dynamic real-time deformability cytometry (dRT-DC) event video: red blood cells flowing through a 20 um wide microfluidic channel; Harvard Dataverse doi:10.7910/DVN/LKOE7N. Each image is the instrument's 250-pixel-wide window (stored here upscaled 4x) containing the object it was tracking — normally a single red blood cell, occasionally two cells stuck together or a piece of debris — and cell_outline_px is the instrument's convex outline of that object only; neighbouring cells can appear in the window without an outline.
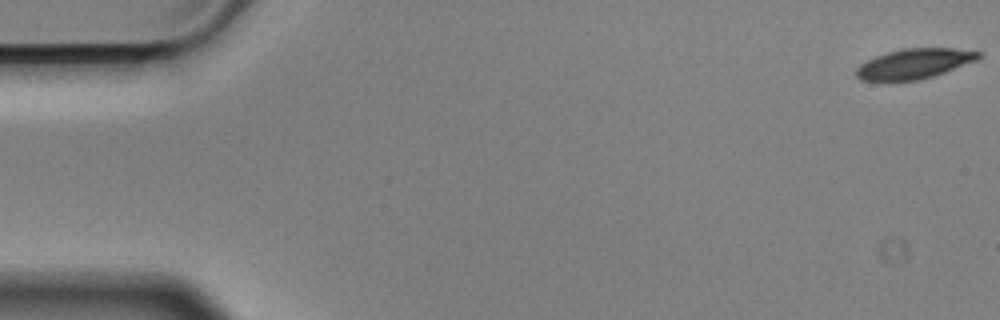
{"species": "Egyptian fruit bat (a non-hibernating species)", "species_latin": "Rousettus aegyptiacus", "temperature_condition": "cold", "stored_images_in_passage": 57, "camera_frame_rate_fps": 3000, "um_per_image_px": 0.085, "animal": {"sex": "male"}, "frame": {"image": 1, "passage_image": 1, "time_ms": 0.0, "image_size_px": [1000, 320], "cell_outline_px": [[980, 56], [976, 60], [944, 72], [932, 76], [916, 80], [860, 80], [856, 76], [856, 68], [860, 64], [876, 56], [900, 48], [952, 48], [980, 52]], "centroid_in_image_um": [77.68, 5.4], "position_along_channel_um": 7.3, "area_um2": 20.98}}
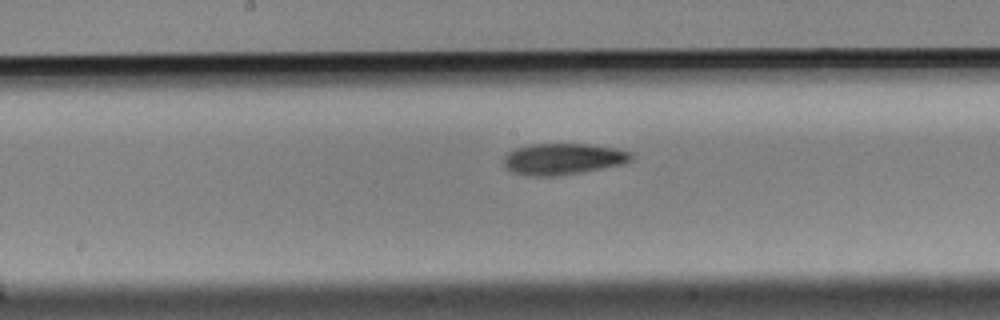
{"frame": {"image": 2, "passage_image": 29, "time_ms": 9.333, "image_size_px": [1000, 320], "cell_outline_px": [[632, 160], [624, 164], [580, 172], [556, 176], [528, 176], [512, 172], [504, 168], [504, 156], [508, 152], [516, 148], [528, 144], [588, 144], [616, 148], [632, 152]], "centroid_in_image_um": [47.84, 13.51], "position_along_channel_um": 200.4, "area_um2": 23.41}}
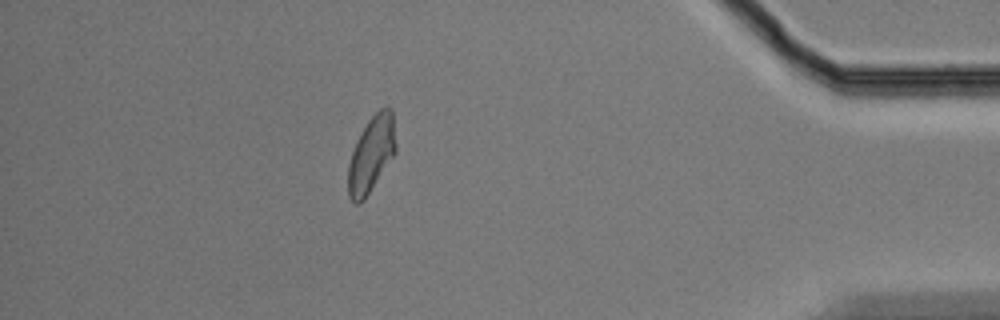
{"frame": {"image": 3, "passage_image": 50, "time_ms": 16.333, "image_size_px": [1000, 320], "cell_outline_px": [[396, 152], [364, 200], [360, 204], [356, 204], [348, 196], [348, 164], [356, 140], [368, 120], [380, 108], [388, 104], [392, 108], [396, 144]], "centroid_in_image_um": [31.57, 13.08], "position_along_channel_um": 403.6, "area_um2": 21.21}, "authors_computed_cell_mechanics": {"area_um2": 22.5998, "velocity_mm_per_s": 3.5538, "shape_relaxation_time_tau1_ms": 5.4013, "shape_relaxation_time_tau2_ms": 4.8646, "deformation_change_tau1": 0.1245, "deformation_change_tau2": 0.1067}}